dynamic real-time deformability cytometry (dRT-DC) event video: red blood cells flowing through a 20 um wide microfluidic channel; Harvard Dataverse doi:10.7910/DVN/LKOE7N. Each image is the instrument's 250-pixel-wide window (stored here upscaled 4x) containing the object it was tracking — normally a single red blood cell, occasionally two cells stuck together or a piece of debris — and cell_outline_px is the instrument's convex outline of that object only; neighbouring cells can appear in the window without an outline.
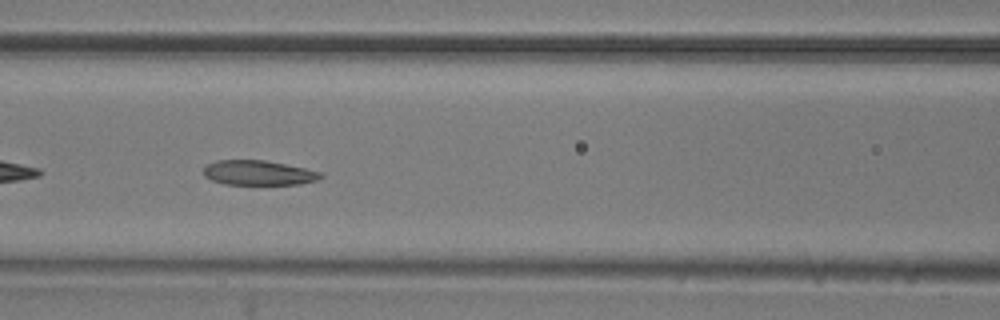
{"species": "common noctule bat (a hibernating species)", "species_latin": "Nyctalus noctula", "temperature_condition": "room temperature", "stored_images_in_passage": 38, "camera_frame_rate_fps": 3000, "um_per_image_px": 0.085, "animal": {"sex": "male", "body_mass_g": 20.5, "forearm_length_mm": 52.5}, "frame": {"image": 1, "passage_image": 8, "time_ms": 2.333, "image_size_px": [1000, 320], "cell_outline_px": [[324, 176], [316, 180], [300, 184], [224, 184], [212, 180], [204, 176], [204, 168], [208, 164], [216, 160], [264, 160], [324, 172]], "centroid_in_image_um": [21.98, 14.69], "position_along_channel_um": 144.6, "area_um2": 16.82}}
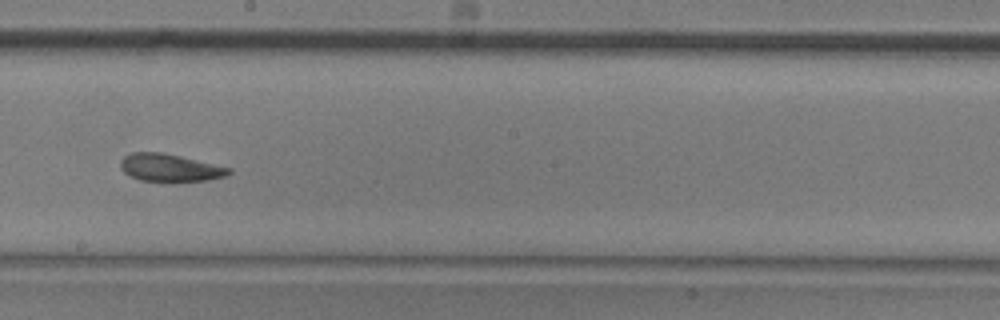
{"frame": {"image": 2, "passage_image": 15, "time_ms": 4.667, "image_size_px": [1000, 320], "cell_outline_px": [[232, 172], [228, 176], [208, 180], [176, 184], [172, 184], [140, 180], [128, 176], [120, 168], [120, 160], [124, 156], [132, 152], [160, 152], [180, 156], [232, 168]], "centroid_in_image_um": [14.45, 14.31], "position_along_channel_um": 233.7, "area_um2": 18.26}}
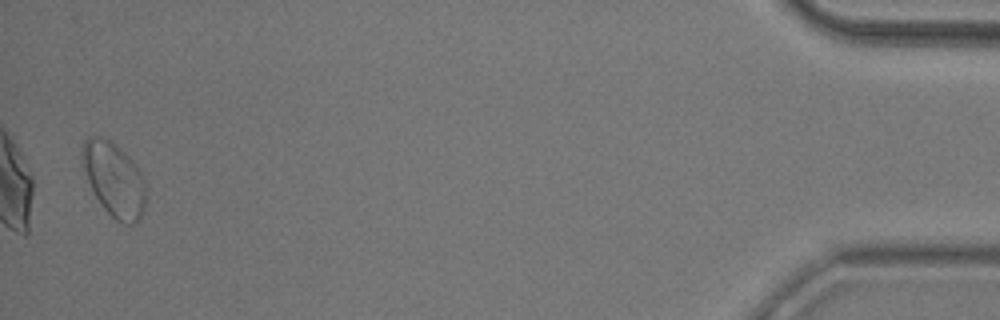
{"frame": {"image": 3, "passage_image": 37, "time_ms": 12.0, "image_size_px": [1000, 320], "cell_outline_px": [[144, 208], [140, 220], [132, 224], [124, 224], [116, 220], [104, 208], [92, 192], [80, 156], [80, 152], [84, 140], [88, 136], [104, 136], [116, 144], [132, 160], [140, 172], [144, 180]], "centroid_in_image_um": [9.66, 15.22], "position_along_channel_um": 425.5, "area_um2": 27.46}, "authors_computed_cell_mechanics": {"area_um2": 18.3804, "velocity_mm_per_s": 3.8294, "shape_relaxation_time_tau1_ms": 8.1382, "shape_relaxation_time_tau2_ms": 1.7227, "deformation_change_tau1": 0.174, "deformation_change_tau2": 0.0764}}